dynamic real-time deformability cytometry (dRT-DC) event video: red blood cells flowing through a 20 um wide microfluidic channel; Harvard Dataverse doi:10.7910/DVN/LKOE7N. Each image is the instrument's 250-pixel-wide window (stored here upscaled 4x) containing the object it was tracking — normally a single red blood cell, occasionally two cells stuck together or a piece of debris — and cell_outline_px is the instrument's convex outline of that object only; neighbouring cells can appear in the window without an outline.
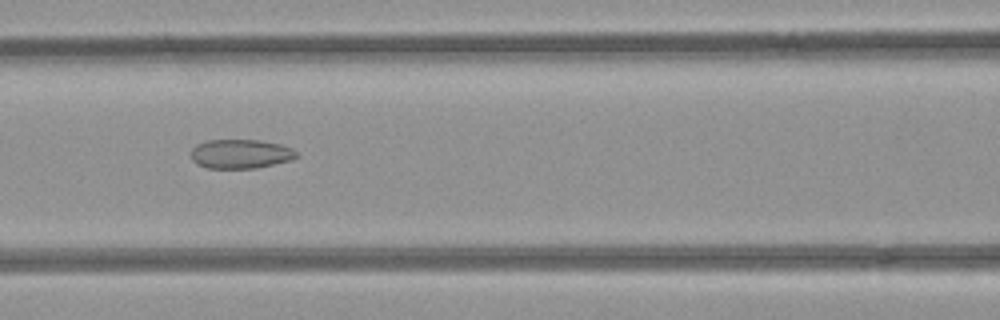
{"species": "common noctule bat (a hibernating species)", "species_latin": "Nyctalus noctula", "temperature_condition": "room temperature", "stored_images_in_passage": 52, "camera_frame_rate_fps": 3000, "um_per_image_px": 0.085, "animal": {"sex": "female", "body_mass_g": 21.9}, "frame": {"image": 1, "passage_image": 23, "time_ms": 7.333, "image_size_px": [1000, 320], "cell_outline_px": [[296, 156], [288, 160], [256, 168], [208, 168], [196, 164], [192, 160], [192, 148], [196, 144], [208, 140], [260, 140], [280, 144], [292, 148], [296, 152]], "centroid_in_image_um": [20.4, 13.07], "position_along_channel_um": 146.2, "area_um2": 17.74}}
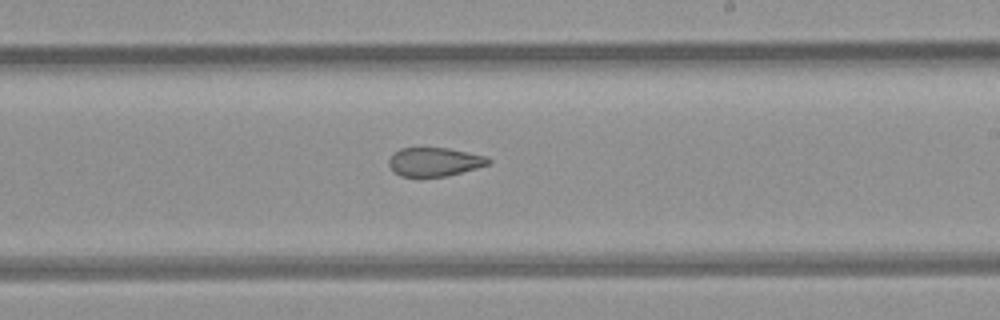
{"frame": {"image": 2, "passage_image": 31, "time_ms": 10.0, "image_size_px": [1000, 320], "cell_outline_px": [[492, 160], [488, 164], [476, 168], [448, 176], [400, 176], [388, 164], [388, 160], [400, 148], [448, 148], [488, 156]], "centroid_in_image_um": [36.97, 13.75], "position_along_channel_um": 252.0, "area_um2": 16.47}}
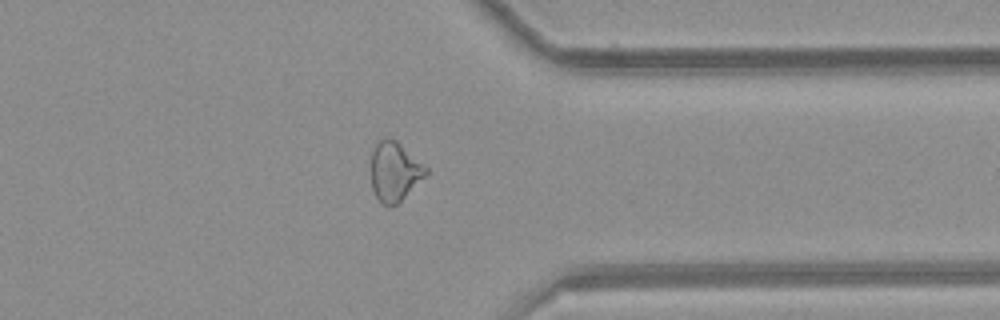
{"frame": {"image": 3, "passage_image": 41, "time_ms": 13.333, "image_size_px": [1000, 320], "cell_outline_px": [[428, 172], [396, 204], [388, 208], [376, 196], [372, 188], [372, 152], [376, 140], [384, 136], [388, 136], [396, 140], [428, 168]], "centroid_in_image_um": [33.51, 14.52], "position_along_channel_um": 377.9, "area_um2": 18.73}, "authors_computed_cell_mechanics": {"area_um2": 21.1837, "velocity_mm_per_s": 3.9786, "shape_relaxation_time_tau1_ms": null, "shape_relaxation_time_tau2_ms": 3.808, "deformation_change_tau1": null, "deformation_change_tau2": 0.1087}}